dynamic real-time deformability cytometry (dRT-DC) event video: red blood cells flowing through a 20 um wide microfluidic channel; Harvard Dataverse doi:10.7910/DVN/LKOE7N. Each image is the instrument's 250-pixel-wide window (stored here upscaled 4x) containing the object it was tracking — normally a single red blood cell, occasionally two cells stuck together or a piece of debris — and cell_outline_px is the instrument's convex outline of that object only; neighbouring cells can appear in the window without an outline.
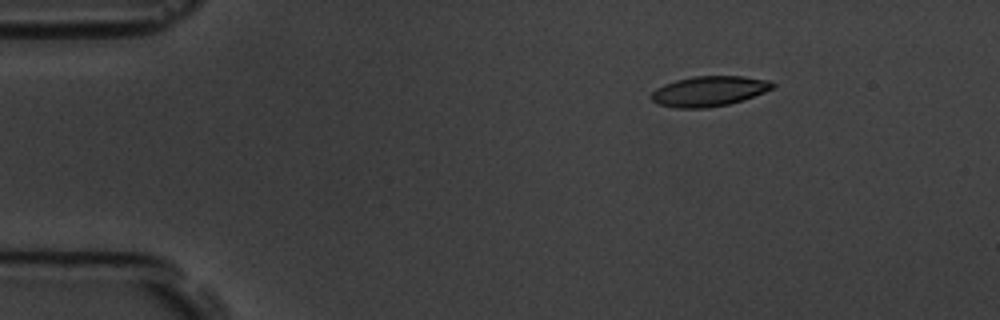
{"species": "common noctule bat (a hibernating species)", "species_latin": "Nyctalus noctula", "temperature_condition": "room temperature", "stored_images_in_passage": 5, "camera_frame_rate_fps": 3000, "um_per_image_px": 0.085, "animal": {"sex": "male", "body_mass_g": 19.5, "forearm_length_mm": 54.6}, "frame": {"image": 1, "passage_image": 2, "time_ms": 1.333, "image_size_px": [1000, 320], "cell_outline_px": [[776, 84], [772, 88], [764, 92], [728, 104], [704, 108], [676, 108], [660, 104], [652, 100], [648, 96], [656, 88], [664, 84], [676, 80], [692, 76], [740, 76], [768, 80]], "centroid_in_image_um": [60.22, 7.74], "position_along_channel_um": 24.8, "area_um2": 21.1}}
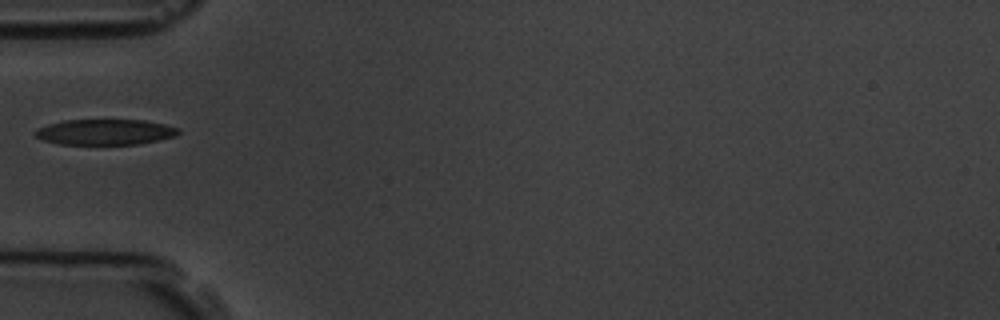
{"frame": {"image": 2, "passage_image": 5, "time_ms": 4.667, "image_size_px": [1000, 320], "cell_outline_px": [[180, 132], [176, 136], [160, 140], [136, 144], [60, 144], [44, 140], [36, 136], [32, 132], [36, 128], [48, 124], [64, 120], [144, 120], [164, 124], [180, 128]], "centroid_in_image_um": [8.94, 11.22], "position_along_channel_um": 76.1, "area_um2": 21.44}}